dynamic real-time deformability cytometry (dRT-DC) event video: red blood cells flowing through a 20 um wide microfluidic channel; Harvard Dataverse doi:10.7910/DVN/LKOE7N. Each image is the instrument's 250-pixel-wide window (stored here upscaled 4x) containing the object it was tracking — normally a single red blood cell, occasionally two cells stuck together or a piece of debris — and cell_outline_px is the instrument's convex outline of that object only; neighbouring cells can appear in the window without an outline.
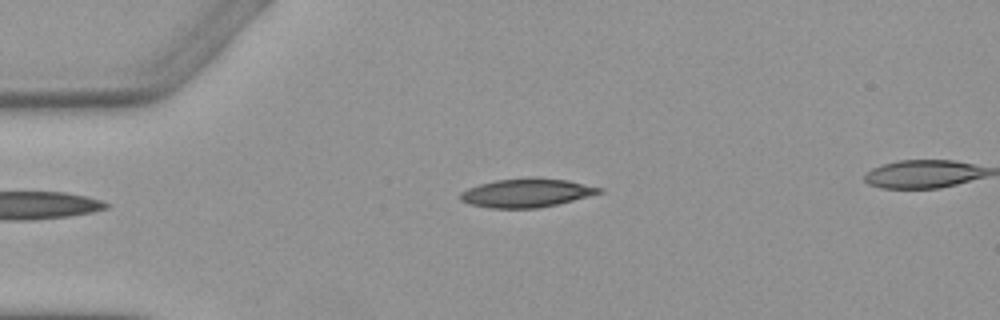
{"species": "Egyptian fruit bat (a non-hibernating species)", "species_latin": "Rousettus aegyptiacus", "temperature_condition": "warm", "stored_images_in_passage": 4, "camera_frame_rate_fps": 3000, "um_per_image_px": 0.085, "animal": {"sex": "female"}, "frame": {"image": 1, "passage_image": 4, "time_ms": 3.667, "image_size_px": [1000, 320], "cell_outline_px": [[604, 192], [556, 204], [536, 208], [488, 208], [468, 204], [460, 200], [460, 192], [468, 188], [480, 184], [496, 180], [532, 176], [536, 176], [568, 180], [604, 188]], "centroid_in_image_um": [44.75, 16.38], "position_along_channel_um": 40.2, "area_um2": 23.47}}